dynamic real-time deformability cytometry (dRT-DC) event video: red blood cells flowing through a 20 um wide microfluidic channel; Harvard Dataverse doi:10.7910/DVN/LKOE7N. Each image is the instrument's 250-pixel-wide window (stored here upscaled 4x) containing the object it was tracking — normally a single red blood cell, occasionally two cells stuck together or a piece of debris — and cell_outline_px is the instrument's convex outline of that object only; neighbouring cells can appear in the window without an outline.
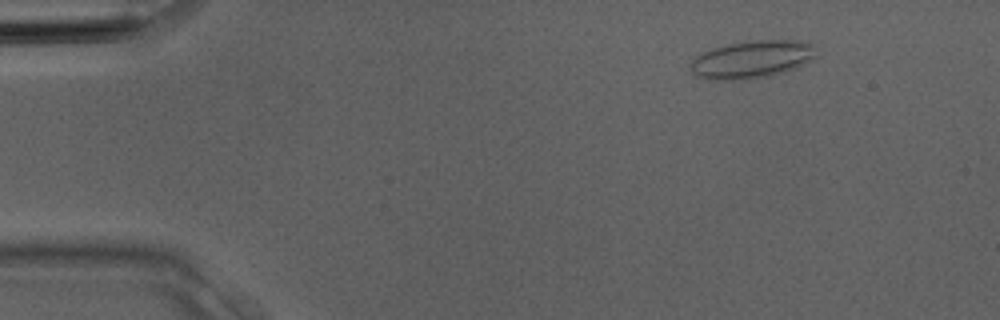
{"species": "Egyptian fruit bat (a non-hibernating species)", "species_latin": "Rousettus aegyptiacus", "temperature_condition": "room temperature", "stored_images_in_passage": 3, "camera_frame_rate_fps": 3000, "um_per_image_px": 0.085, "animal": {"sex": "male"}, "frame": {"image": 1, "passage_image": 1, "time_ms": 0.0, "image_size_px": [1000, 320], "cell_outline_px": [[816, 56], [812, 60], [796, 68], [764, 76], [732, 80], [716, 80], [696, 76], [692, 72], [688, 64], [700, 52], [712, 48], [728, 44], [752, 40], [796, 40], [816, 44]], "centroid_in_image_um": [63.91, 5.02], "position_along_channel_um": 21.1, "area_um2": 27.63}}